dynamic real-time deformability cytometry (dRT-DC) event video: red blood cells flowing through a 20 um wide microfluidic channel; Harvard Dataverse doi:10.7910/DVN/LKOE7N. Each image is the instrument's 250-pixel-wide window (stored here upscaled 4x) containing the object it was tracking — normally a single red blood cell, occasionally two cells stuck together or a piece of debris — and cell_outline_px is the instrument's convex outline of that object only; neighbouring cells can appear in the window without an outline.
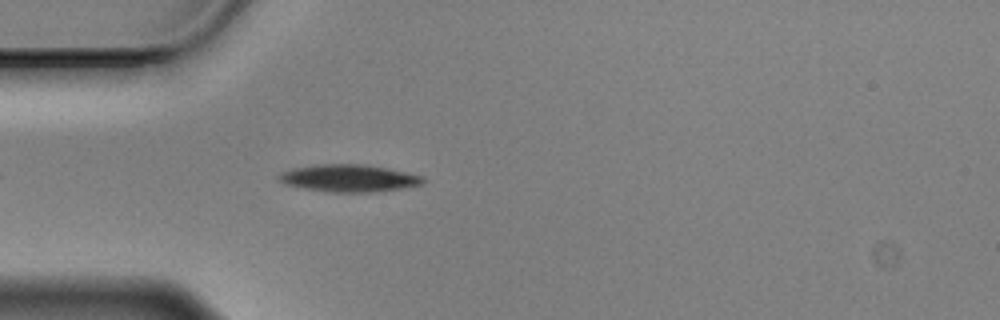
{"species": "Egyptian fruit bat (a non-hibernating species)", "species_latin": "Rousettus aegyptiacus", "temperature_condition": "cold", "stored_images_in_passage": 16, "camera_frame_rate_fps": 3000, "um_per_image_px": 0.085, "animal": {"sex": "male"}, "frame": {"image": 1, "passage_image": 5, "time_ms": 1.333, "image_size_px": [1000, 320], "cell_outline_px": [[424, 180], [420, 184], [400, 188], [372, 192], [332, 192], [304, 188], [284, 184], [276, 176], [280, 172], [292, 168], [316, 164], [360, 164], [384, 168], [424, 176]], "centroid_in_image_um": [29.57, 15.14], "position_along_channel_um": 55.4, "area_um2": 22.6}}
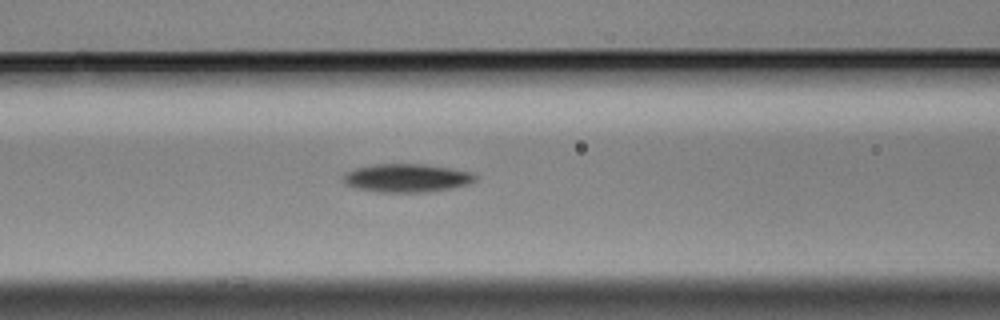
{"frame": {"image": 2, "passage_image": 12, "time_ms": 3.667, "image_size_px": [1000, 320], "cell_outline_px": [[476, 180], [468, 184], [452, 188], [428, 192], [376, 192], [356, 188], [348, 184], [344, 180], [344, 176], [348, 172], [356, 168], [376, 164], [424, 164], [452, 168], [472, 172], [476, 176]], "centroid_in_image_um": [34.63, 15.13], "position_along_channel_um": 132.0, "area_um2": 21.68}}
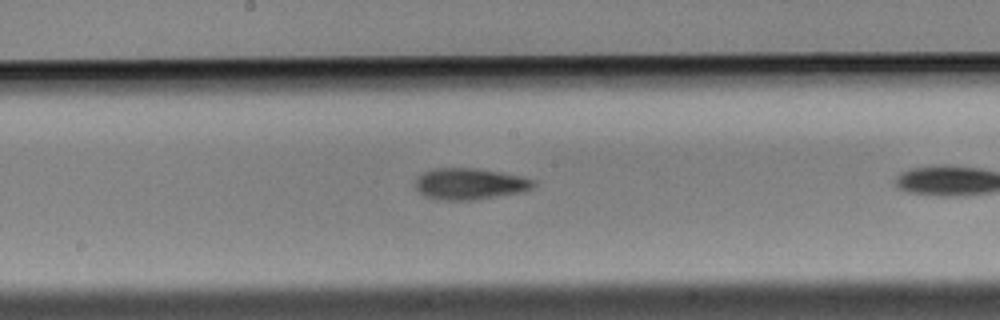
{"frame": {"image": 3, "passage_image": 15, "time_ms": 4.667, "image_size_px": [1000, 320], "cell_outline_px": [[536, 184], [532, 188], [524, 192], [472, 200], [444, 200], [424, 196], [416, 188], [416, 176], [432, 168], [476, 168], [524, 176], [536, 180]], "centroid_in_image_um": [39.97, 15.62], "position_along_channel_um": 208.2, "area_um2": 21.79}}